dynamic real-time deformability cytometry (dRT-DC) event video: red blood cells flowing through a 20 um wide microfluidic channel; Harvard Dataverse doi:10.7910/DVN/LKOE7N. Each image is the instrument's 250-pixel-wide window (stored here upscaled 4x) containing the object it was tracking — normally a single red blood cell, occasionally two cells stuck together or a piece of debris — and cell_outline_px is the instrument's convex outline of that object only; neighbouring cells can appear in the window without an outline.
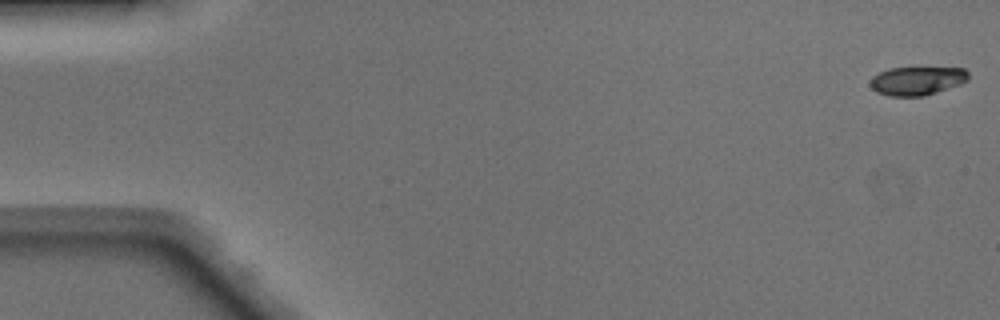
{"species": "Egyptian fruit bat (a non-hibernating species)", "species_latin": "Rousettus aegyptiacus", "temperature_condition": "warm", "stored_images_in_passage": 8, "camera_frame_rate_fps": 3000, "um_per_image_px": 0.085, "animal": {"sex": "male"}, "frame": {"image": 1, "passage_image": 1, "time_ms": 0.0, "image_size_px": [1000, 320], "cell_outline_px": [[968, 80], [960, 84], [924, 96], [888, 96], [876, 92], [868, 84], [872, 76], [888, 68], [916, 64], [964, 68], [968, 72]], "centroid_in_image_um": [77.94, 6.79], "position_along_channel_um": 7.1, "area_um2": 17.46}}